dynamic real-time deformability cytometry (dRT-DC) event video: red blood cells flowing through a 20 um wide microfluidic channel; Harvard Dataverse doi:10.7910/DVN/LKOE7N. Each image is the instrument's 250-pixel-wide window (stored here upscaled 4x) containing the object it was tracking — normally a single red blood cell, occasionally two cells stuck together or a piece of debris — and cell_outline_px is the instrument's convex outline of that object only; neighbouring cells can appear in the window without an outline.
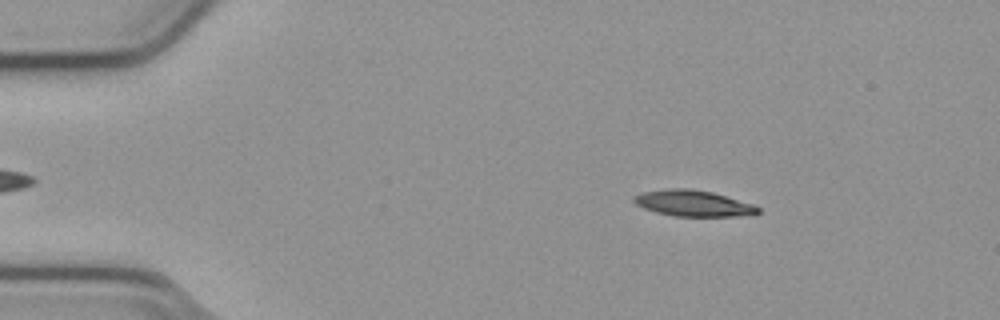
{"species": "common noctule bat (a hibernating species)", "species_latin": "Nyctalus noctula", "temperature_condition": "cold", "stored_images_in_passage": 53, "camera_frame_rate_fps": 3000, "um_per_image_px": 0.085, "animal": {"sex": "male", "body_mass_g": 23.1, "forearm_length_mm": 52.7}, "frame": {"image": 1, "passage_image": 8, "time_ms": 2.333, "image_size_px": [1000, 320], "cell_outline_px": [[760, 212], [756, 216], [676, 216], [656, 212], [644, 208], [636, 204], [632, 200], [632, 196], [640, 192], [664, 188], [692, 188], [712, 192], [756, 204], [760, 208]], "centroid_in_image_um": [58.97, 17.27], "position_along_channel_um": 26.0, "area_um2": 19.36}}
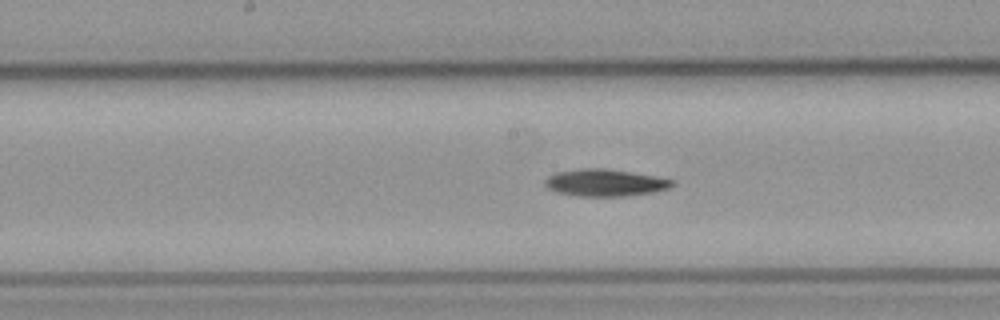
{"frame": {"image": 2, "passage_image": 27, "time_ms": 8.667, "image_size_px": [1000, 320], "cell_outline_px": [[672, 184], [668, 188], [652, 192], [628, 196], [576, 196], [556, 192], [548, 188], [544, 184], [544, 180], [548, 176], [556, 172], [580, 168], [604, 168], [652, 176], [672, 180]], "centroid_in_image_um": [51.33, 15.53], "position_along_channel_um": 196.9, "area_um2": 19.83}}
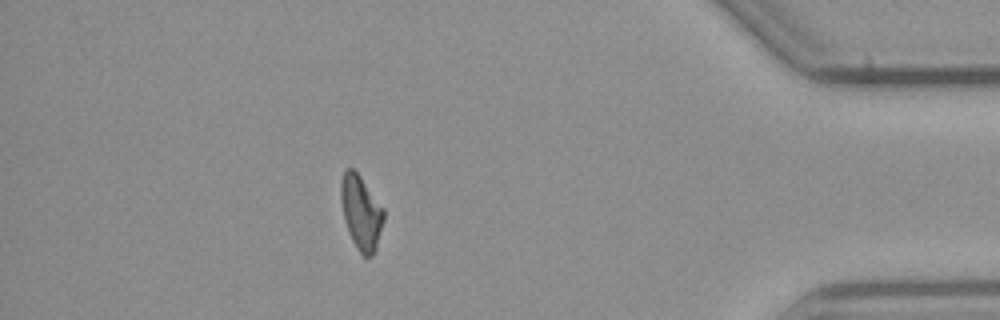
{"frame": {"image": 3, "passage_image": 47, "time_ms": 15.333, "image_size_px": [1000, 320], "cell_outline_px": [[384, 220], [376, 248], [372, 256], [364, 256], [356, 248], [348, 232], [344, 220], [340, 200], [340, 180], [344, 172], [348, 168], [352, 168], [360, 176], [384, 208]], "centroid_in_image_um": [30.68, 18.05], "position_along_channel_um": 404.5, "area_um2": 18.55}, "authors_computed_cell_mechanics": {"area_um2": 19.1896, "velocity_mm_per_s": 3.8224, "shape_relaxation_time_tau1_ms": 9.6458, "shape_relaxation_time_tau2_ms": null, "deformation_change_tau1": 0.2074, "deformation_change_tau2": null}}